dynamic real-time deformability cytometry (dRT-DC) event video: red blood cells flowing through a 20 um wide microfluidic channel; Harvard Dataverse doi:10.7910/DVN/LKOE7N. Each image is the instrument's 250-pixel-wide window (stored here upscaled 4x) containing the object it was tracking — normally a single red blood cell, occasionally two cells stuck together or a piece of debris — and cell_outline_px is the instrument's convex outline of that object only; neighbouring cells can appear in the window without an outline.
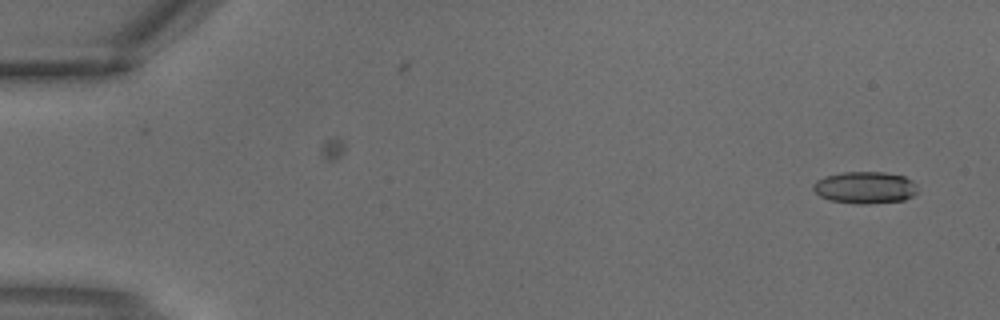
{"species": "common noctule bat (a hibernating species)", "species_latin": "Nyctalus noctula", "temperature_condition": "warm", "stored_images_in_passage": 2, "camera_frame_rate_fps": 3000, "um_per_image_px": 0.085, "animal": {"sex": "male", "body_mass_g": 18.8}, "frame": {"image": 1, "passage_image": 2, "time_ms": 0.333, "image_size_px": [1000, 320], "cell_outline_px": [[920, 192], [904, 200], [868, 204], [856, 204], [828, 200], [820, 196], [812, 188], [812, 184], [816, 180], [828, 176], [844, 172], [884, 172], [904, 176], [912, 180], [916, 184]], "centroid_in_image_um": [73.56, 15.95], "position_along_channel_um": 11.4, "area_um2": 19.65}}